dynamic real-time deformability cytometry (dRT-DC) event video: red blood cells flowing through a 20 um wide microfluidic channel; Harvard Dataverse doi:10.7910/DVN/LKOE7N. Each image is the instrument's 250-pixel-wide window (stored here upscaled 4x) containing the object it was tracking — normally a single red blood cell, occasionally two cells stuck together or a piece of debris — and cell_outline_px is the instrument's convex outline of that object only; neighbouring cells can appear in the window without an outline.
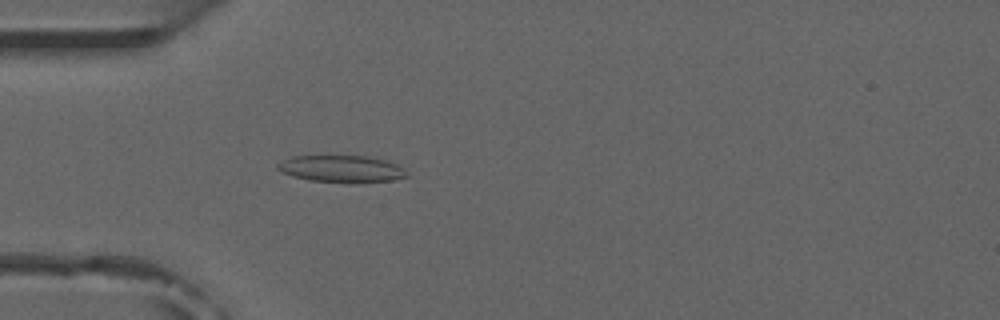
{"species": "common noctule bat (a hibernating species)", "species_latin": "Nyctalus noctula", "temperature_condition": "room temperature", "stored_images_in_passage": 4, "camera_frame_rate_fps": 3000, "um_per_image_px": 0.085, "animal": {"sex": "male", "forearm_length_mm": 52.5}, "frame": {"image": 1, "passage_image": 4, "time_ms": 3.667, "image_size_px": [1000, 320], "cell_outline_px": [[408, 176], [392, 180], [308, 180], [292, 176], [276, 168], [276, 164], [292, 156], [368, 156], [396, 164], [404, 168]], "centroid_in_image_um": [28.98, 14.3], "position_along_channel_um": 56.0, "area_um2": 19.19}}